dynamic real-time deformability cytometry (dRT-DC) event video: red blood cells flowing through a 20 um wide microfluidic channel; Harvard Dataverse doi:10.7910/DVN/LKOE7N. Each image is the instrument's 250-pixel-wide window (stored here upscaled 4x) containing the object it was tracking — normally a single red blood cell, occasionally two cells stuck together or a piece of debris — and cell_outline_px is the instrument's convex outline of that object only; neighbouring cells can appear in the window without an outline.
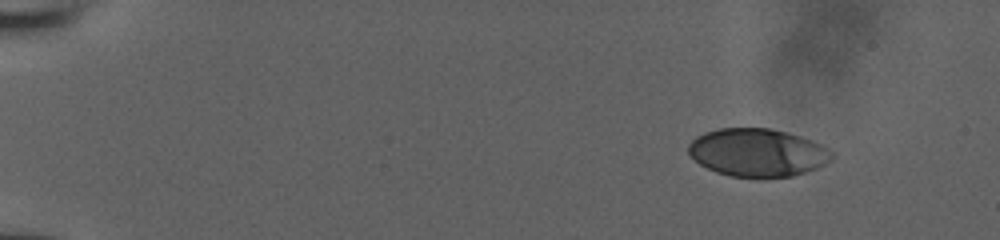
{"species": "human", "species_latin": "Homo sapiens", "temperature_condition": "room temperature", "stored_images_in_passage": 47, "camera_frame_rate_fps": 3000, "um_per_image_px": 0.085, "donor": {"sex": "male"}, "frame": {"image": 1, "passage_image": 1, "time_ms": 0.0, "image_size_px": [1000, 240], "cell_outline_px": [[832, 160], [816, 168], [792, 176], [728, 176], [716, 172], [700, 164], [688, 152], [688, 144], [696, 136], [704, 132], [720, 128], [768, 128], [788, 132], [812, 140], [828, 148], [832, 152]], "centroid_in_image_um": [64.38, 12.95], "position_along_channel_um": 20.6, "area_um2": 39.77}}
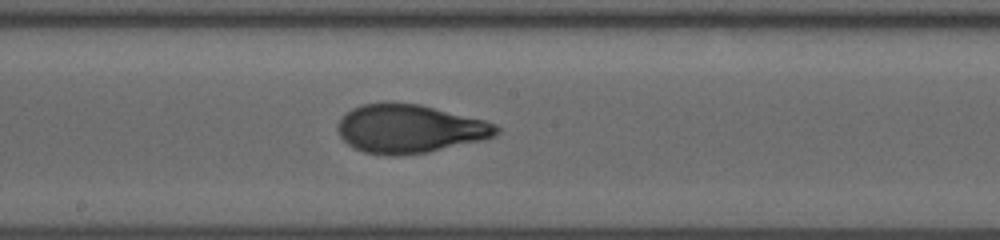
{"frame": {"image": 2, "passage_image": 25, "time_ms": 8.0, "image_size_px": [1000, 240], "cell_outline_px": [[500, 132], [496, 136], [480, 140], [428, 152], [396, 156], [392, 156], [364, 152], [348, 144], [340, 136], [336, 128], [340, 120], [352, 108], [360, 104], [384, 100], [420, 104], [484, 120], [496, 124], [500, 128]], "centroid_in_image_um": [34.8, 10.92], "position_along_channel_um": 213.4, "area_um2": 45.14}}
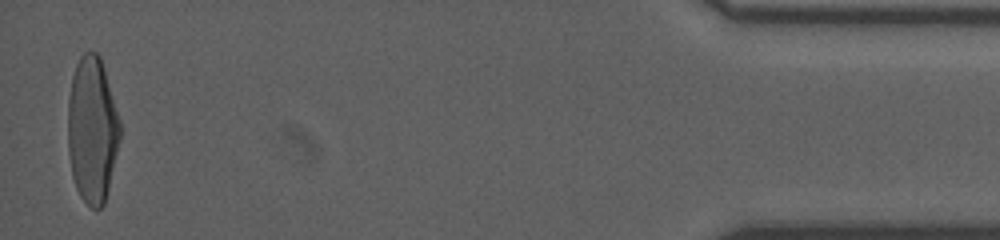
{"frame": {"image": 3, "passage_image": 46, "time_ms": 15.0, "image_size_px": [1000, 240], "cell_outline_px": [[120, 140], [104, 204], [100, 208], [88, 208], [80, 196], [76, 188], [72, 176], [68, 152], [68, 100], [72, 76], [76, 64], [80, 56], [84, 52], [96, 52], [100, 56], [104, 68], [120, 120]], "centroid_in_image_um": [7.83, 11.04], "position_along_channel_um": 427.4, "area_um2": 44.51}}